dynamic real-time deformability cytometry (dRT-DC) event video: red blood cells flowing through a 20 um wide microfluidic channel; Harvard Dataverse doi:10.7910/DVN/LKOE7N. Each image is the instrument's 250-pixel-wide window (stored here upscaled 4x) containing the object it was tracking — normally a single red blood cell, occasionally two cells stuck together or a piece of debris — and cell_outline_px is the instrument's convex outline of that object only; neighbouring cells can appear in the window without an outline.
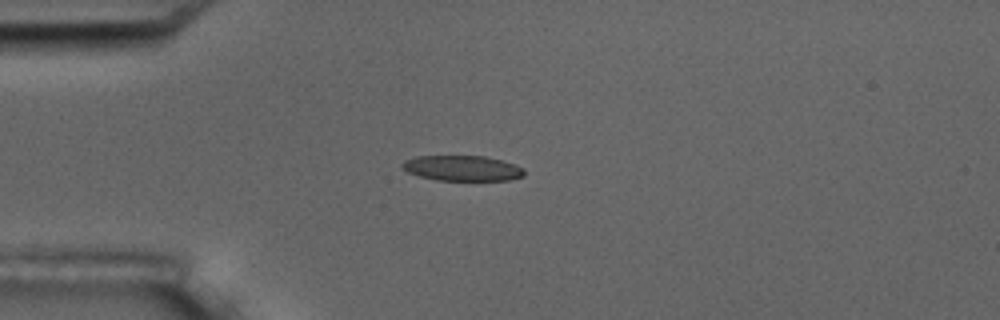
{"species": "common noctule bat (a hibernating species)", "species_latin": "Nyctalus noctula", "temperature_condition": "room temperature", "stored_images_in_passage": 6, "camera_frame_rate_fps": 3000, "um_per_image_px": 0.085, "animal": {"sex": "male", "body_mass_g": 17.5, "forearm_length_mm": 52.3}, "frame": {"image": 1, "passage_image": 4, "time_ms": 4.333, "image_size_px": [1000, 320], "cell_outline_px": [[524, 176], [508, 180], [436, 180], [420, 176], [408, 172], [400, 164], [404, 160], [416, 156], [484, 156], [500, 160], [524, 168]], "centroid_in_image_um": [39.28, 14.29], "position_along_channel_um": 45.7, "area_um2": 17.86}}
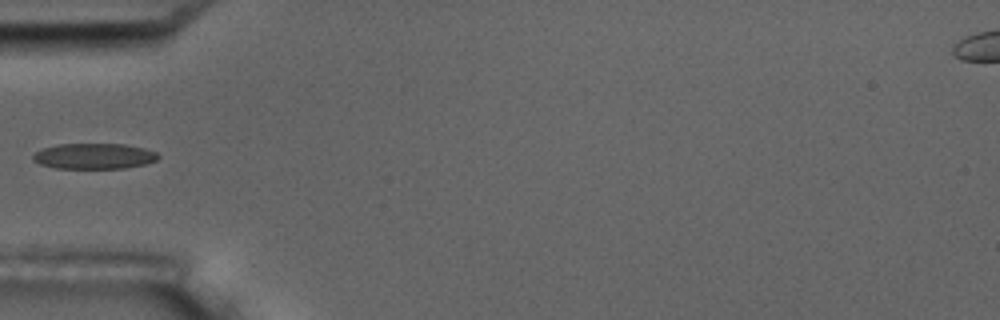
{"frame": {"image": 2, "passage_image": 5, "time_ms": 5.667, "image_size_px": [1000, 320], "cell_outline_px": [[160, 156], [156, 160], [148, 164], [124, 168], [56, 168], [40, 164], [32, 160], [32, 156], [40, 148], [56, 144], [124, 144], [144, 148], [156, 152]], "centroid_in_image_um": [7.99, 13.27], "position_along_channel_um": 77.0, "area_um2": 18.84}}